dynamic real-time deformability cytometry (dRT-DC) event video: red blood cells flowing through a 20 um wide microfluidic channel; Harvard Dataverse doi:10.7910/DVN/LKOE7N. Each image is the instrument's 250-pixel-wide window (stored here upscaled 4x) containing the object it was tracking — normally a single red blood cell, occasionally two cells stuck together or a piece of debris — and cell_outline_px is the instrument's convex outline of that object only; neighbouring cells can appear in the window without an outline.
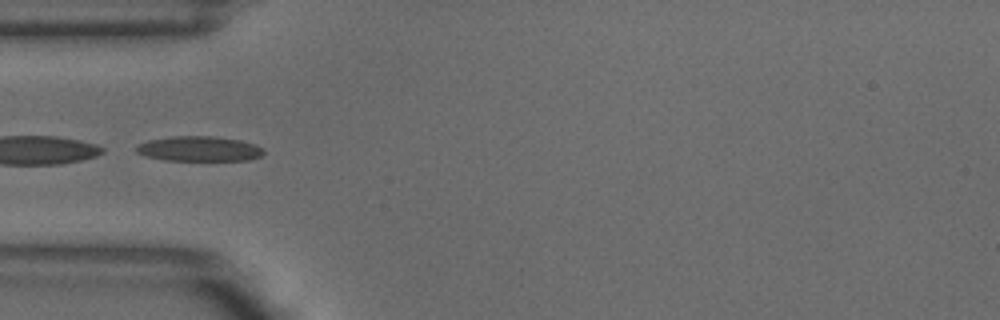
{"species": "common noctule bat (a hibernating species)", "species_latin": "Nyctalus noctula", "temperature_condition": "warm", "stored_images_in_passage": 4, "camera_frame_rate_fps": 3000, "um_per_image_px": 0.085, "animal": {"sex": "male", "body_mass_g": 18.8}, "frame": {"image": 1, "passage_image": 4, "time_ms": 1.0, "image_size_px": [1000, 320], "cell_outline_px": [[264, 152], [260, 156], [248, 160], [164, 160], [144, 156], [136, 152], [136, 148], [140, 144], [148, 140], [172, 136], [216, 136], [240, 140], [264, 148]], "centroid_in_image_um": [16.92, 12.64], "position_along_channel_um": 68.1, "area_um2": 18.5}}